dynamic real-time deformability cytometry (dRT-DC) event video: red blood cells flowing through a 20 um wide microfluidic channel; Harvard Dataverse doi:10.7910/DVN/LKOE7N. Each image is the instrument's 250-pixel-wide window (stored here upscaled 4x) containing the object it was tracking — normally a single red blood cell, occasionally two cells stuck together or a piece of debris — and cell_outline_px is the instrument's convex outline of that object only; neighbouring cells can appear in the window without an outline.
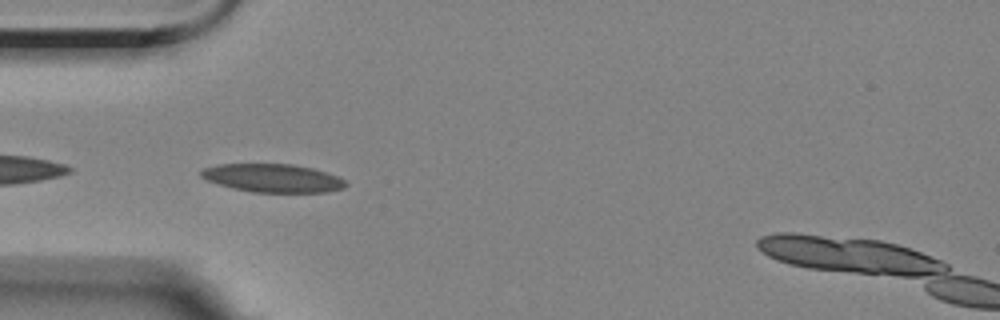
{"species": "Egyptian fruit bat (a non-hibernating species)", "species_latin": "Rousettus aegyptiacus", "temperature_condition": "room temperature", "stored_images_in_passage": 35, "camera_frame_rate_fps": 3000, "um_per_image_px": 0.085, "animal": {"sex": "female"}, "frame": {"image": 1, "passage_image": 2, "time_ms": 0.333, "image_size_px": [1000, 320], "cell_outline_px": [[348, 184], [344, 188], [328, 192], [252, 192], [232, 188], [208, 180], [200, 176], [200, 172], [204, 168], [216, 164], [292, 164], [312, 168], [336, 176], [344, 180]], "centroid_in_image_um": [23.18, 15.14], "position_along_channel_um": 61.8, "area_um2": 23.7}}
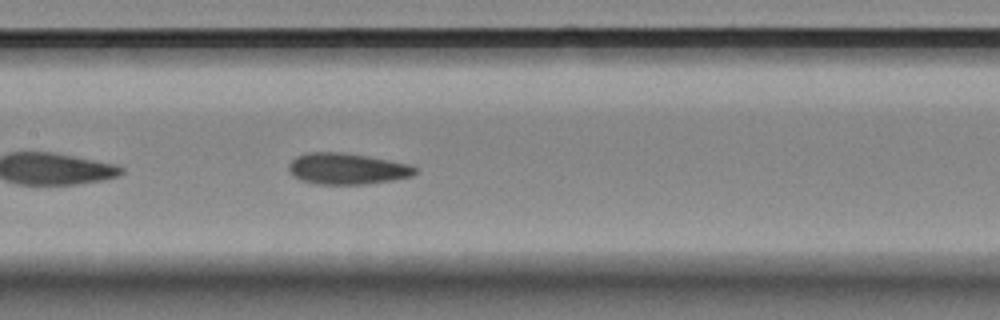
{"frame": {"image": 2, "passage_image": 12, "time_ms": 3.667, "image_size_px": [1000, 320], "cell_outline_px": [[420, 172], [412, 176], [392, 180], [364, 184], [316, 184], [300, 180], [292, 176], [288, 172], [288, 164], [296, 156], [308, 152], [344, 152], [368, 156], [412, 164]], "centroid_in_image_um": [29.5, 14.34], "position_along_channel_um": 177.9, "area_um2": 23.35}}
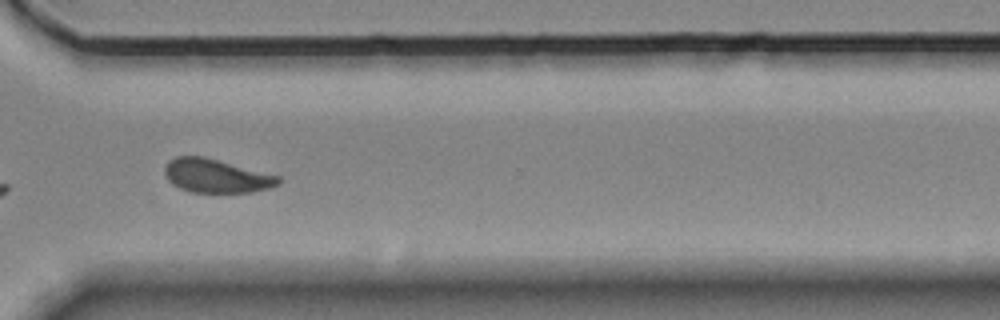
{"frame": {"image": 3, "passage_image": 27, "time_ms": 8.667, "image_size_px": [1000, 320], "cell_outline_px": [[284, 180], [280, 184], [268, 188], [252, 192], [192, 192], [180, 188], [172, 184], [168, 180], [164, 172], [164, 168], [168, 160], [176, 156], [204, 156], [280, 176]], "centroid_in_image_um": [18.39, 14.94], "position_along_channel_um": 352.2, "area_um2": 22.43}, "authors_computed_cell_mechanics": {"area_um2": 23.1778, "velocity_mm_per_s": 3.4872, "shape_relaxation_time_tau1_ms": 9.6711, "shape_relaxation_time_tau2_ms": 1.8867, "deformation_change_tau1": 0.2023, "deformation_change_tau2": 0.0785}}